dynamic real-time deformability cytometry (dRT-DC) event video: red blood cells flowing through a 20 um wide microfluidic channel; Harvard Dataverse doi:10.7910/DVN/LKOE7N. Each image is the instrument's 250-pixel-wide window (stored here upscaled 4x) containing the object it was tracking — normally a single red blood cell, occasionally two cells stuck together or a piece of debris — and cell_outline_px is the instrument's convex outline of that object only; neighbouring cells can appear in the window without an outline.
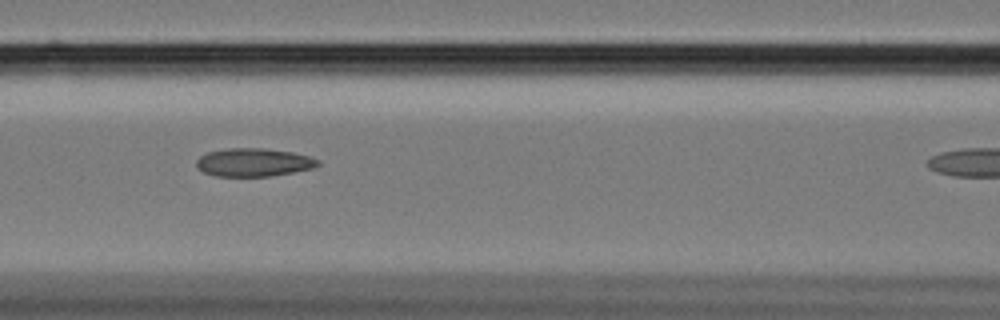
{"species": "Egyptian fruit bat (a non-hibernating species)", "species_latin": "Rousettus aegyptiacus", "temperature_condition": "cold", "stored_images_in_passage": 33, "camera_frame_rate_fps": 3000, "um_per_image_px": 0.085, "animal": {"sex": "female"}, "frame": {"image": 1, "passage_image": 11, "time_ms": 3.333, "image_size_px": [1000, 320], "cell_outline_px": [[320, 164], [312, 168], [292, 172], [268, 176], [216, 176], [204, 172], [196, 164], [196, 160], [200, 156], [208, 152], [224, 148], [264, 148], [292, 152], [308, 156], [320, 160]], "centroid_in_image_um": [21.55, 13.79], "position_along_channel_um": 145.0, "area_um2": 19.83}}
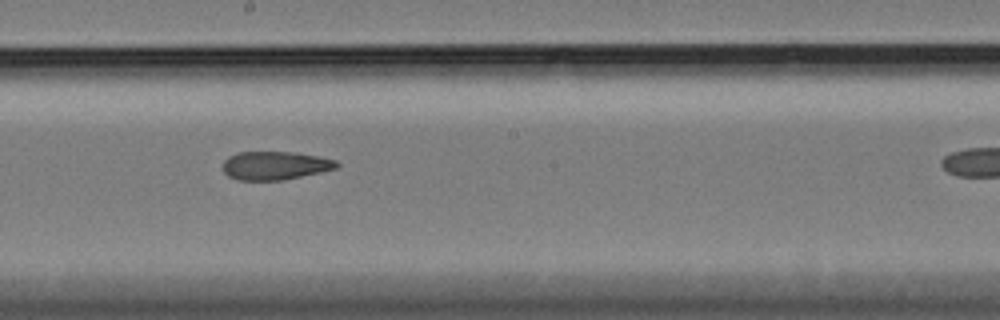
{"frame": {"image": 2, "passage_image": 18, "time_ms": 5.667, "image_size_px": [1000, 320], "cell_outline_px": [[340, 164], [336, 168], [320, 172], [280, 180], [240, 180], [228, 176], [224, 172], [224, 160], [228, 156], [236, 152], [292, 152], [320, 156], [336, 160]], "centroid_in_image_um": [23.37, 14.06], "position_along_channel_um": 224.8, "area_um2": 18.73}}
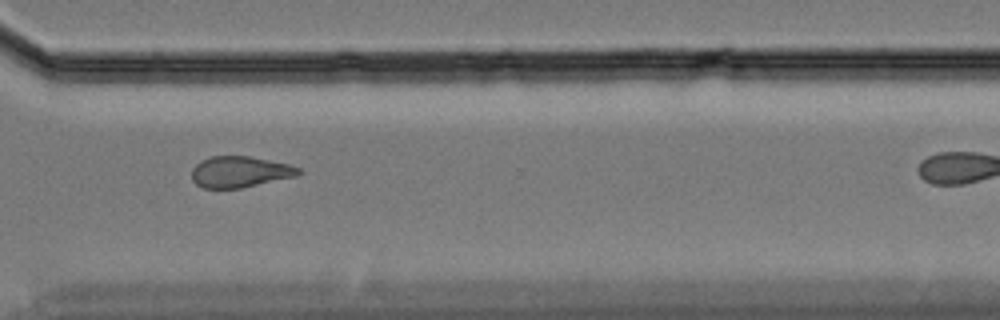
{"frame": {"image": 3, "passage_image": 29, "time_ms": 9.333, "image_size_px": [1000, 320], "cell_outline_px": [[304, 172], [296, 176], [240, 188], [204, 188], [196, 184], [192, 180], [192, 168], [200, 160], [212, 156], [248, 156], [292, 164], [300, 168]], "centroid_in_image_um": [20.41, 14.6], "position_along_channel_um": 350.2, "area_um2": 19.48}}